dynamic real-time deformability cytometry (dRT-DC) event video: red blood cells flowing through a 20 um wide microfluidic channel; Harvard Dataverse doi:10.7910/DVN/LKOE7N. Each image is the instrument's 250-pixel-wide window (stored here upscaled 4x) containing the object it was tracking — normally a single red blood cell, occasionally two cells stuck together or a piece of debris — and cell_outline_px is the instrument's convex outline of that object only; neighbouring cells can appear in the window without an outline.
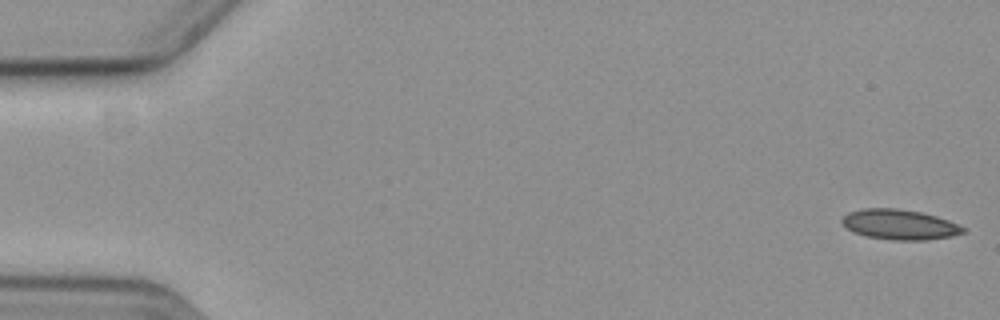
{"species": "common noctule bat (a hibernating species)", "species_latin": "Nyctalus noctula", "temperature_condition": "cold", "stored_images_in_passage": 55, "camera_frame_rate_fps": 3000, "um_per_image_px": 0.085, "animal": {"sex": "female", "body_mass_g": 19.3, "forearm_length_mm": 54.1}, "frame": {"image": 1, "passage_image": 1, "time_ms": 0.0, "image_size_px": [1000, 320], "cell_outline_px": [[968, 232], [952, 236], [928, 240], [892, 240], [864, 236], [852, 232], [840, 220], [848, 212], [864, 208], [896, 208], [920, 212], [936, 216], [948, 220], [968, 228]], "centroid_in_image_um": [76.5, 19.09], "position_along_channel_um": 8.5, "area_um2": 21.5}}
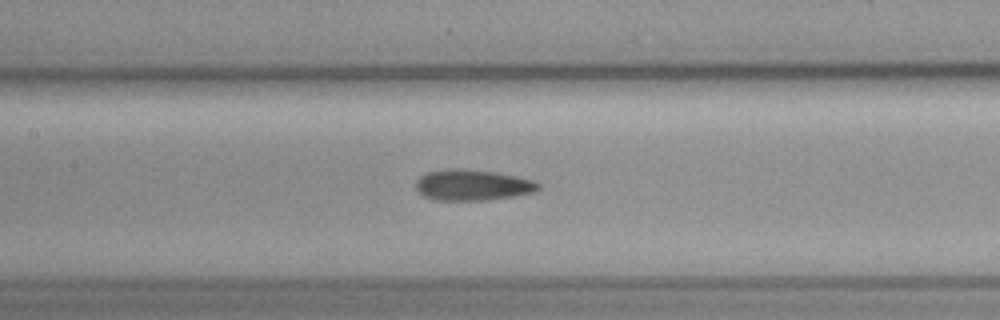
{"frame": {"image": 2, "passage_image": 27, "time_ms": 8.667, "image_size_px": [1000, 320], "cell_outline_px": [[540, 188], [536, 192], [512, 196], [484, 200], [436, 200], [424, 196], [416, 188], [416, 180], [424, 172], [448, 168], [464, 168], [496, 172], [536, 180], [540, 184]], "centroid_in_image_um": [40.17, 15.71], "position_along_channel_um": 167.2, "area_um2": 22.31}}
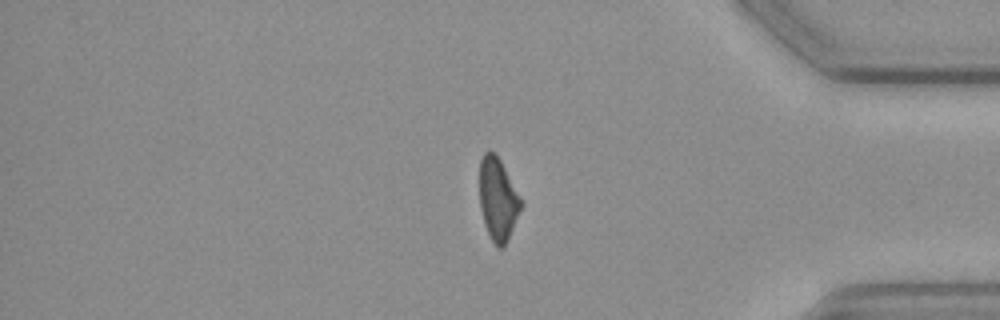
{"frame": {"image": 3, "passage_image": 48, "time_ms": 15.667, "image_size_px": [1000, 320], "cell_outline_px": [[524, 204], [504, 248], [496, 248], [484, 224], [480, 208], [480, 160], [484, 152], [492, 152], [500, 160], [520, 196]], "centroid_in_image_um": [42.33, 16.98], "position_along_channel_um": 392.9, "area_um2": 19.88}}